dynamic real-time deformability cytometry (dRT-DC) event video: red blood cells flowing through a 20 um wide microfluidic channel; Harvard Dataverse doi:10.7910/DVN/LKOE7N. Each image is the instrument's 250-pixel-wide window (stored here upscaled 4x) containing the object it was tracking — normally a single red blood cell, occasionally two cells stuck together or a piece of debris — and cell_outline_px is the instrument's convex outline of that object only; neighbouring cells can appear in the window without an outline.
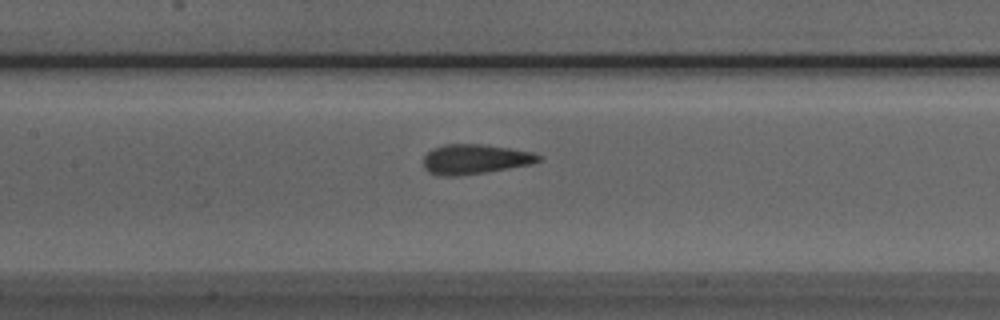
{"species": "Egyptian fruit bat (a non-hibernating species)", "species_latin": "Rousettus aegyptiacus", "temperature_condition": "room temperature", "stored_images_in_passage": 32, "camera_frame_rate_fps": 3000, "um_per_image_px": 0.085, "animal": {"sex": "male"}, "frame": {"image": 1, "passage_image": 10, "time_ms": 3.0, "image_size_px": [1000, 320], "cell_outline_px": [[540, 160], [532, 164], [484, 172], [452, 176], [440, 176], [428, 172], [424, 168], [424, 156], [432, 148], [444, 144], [484, 144], [532, 152], [540, 156]], "centroid_in_image_um": [40.33, 13.52], "position_along_channel_um": 167.1, "area_um2": 19.83}}
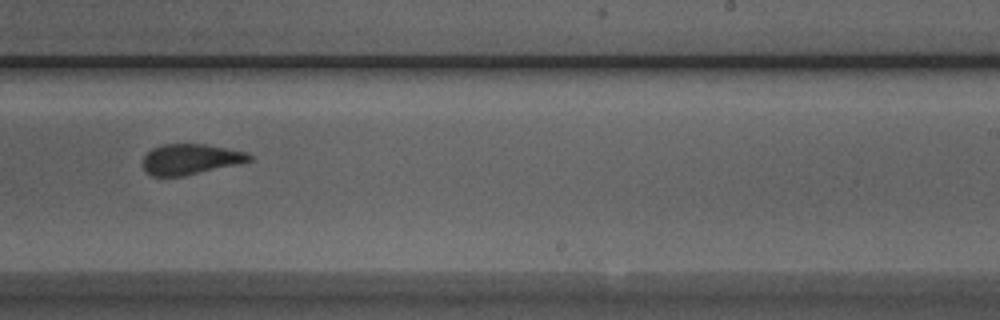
{"frame": {"image": 2, "passage_image": 18, "time_ms": 5.667, "image_size_px": [1000, 320], "cell_outline_px": [[252, 160], [236, 164], [184, 176], [152, 176], [144, 168], [144, 156], [152, 148], [164, 144], [204, 144], [244, 152], [252, 156]], "centroid_in_image_um": [16.16, 13.53], "position_along_channel_um": 272.8, "area_um2": 18.5}}
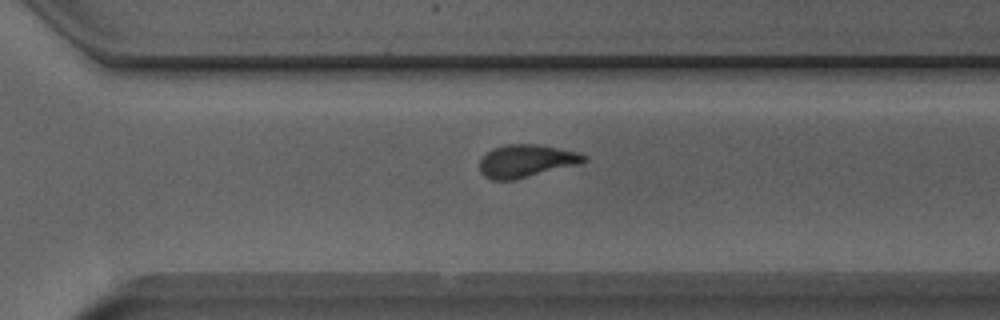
{"frame": {"image": 3, "passage_image": 22, "time_ms": 7.0, "image_size_px": [1000, 320], "cell_outline_px": [[588, 160], [580, 164], [516, 180], [492, 180], [484, 176], [480, 172], [480, 160], [492, 148], [508, 144], [540, 144], [576, 152], [588, 156]], "centroid_in_image_um": [44.75, 13.69], "position_along_channel_um": 325.8, "area_um2": 20.06}, "authors_computed_cell_mechanics": {"area_um2": 20.0566, "velocity_mm_per_s": 3.9786, "shape_relaxation_time_tau1_ms": 5.4786, "shape_relaxation_time_tau2_ms": 1.1679, "deformation_change_tau1": 0.1799, "deformation_change_tau2": 0.075}}